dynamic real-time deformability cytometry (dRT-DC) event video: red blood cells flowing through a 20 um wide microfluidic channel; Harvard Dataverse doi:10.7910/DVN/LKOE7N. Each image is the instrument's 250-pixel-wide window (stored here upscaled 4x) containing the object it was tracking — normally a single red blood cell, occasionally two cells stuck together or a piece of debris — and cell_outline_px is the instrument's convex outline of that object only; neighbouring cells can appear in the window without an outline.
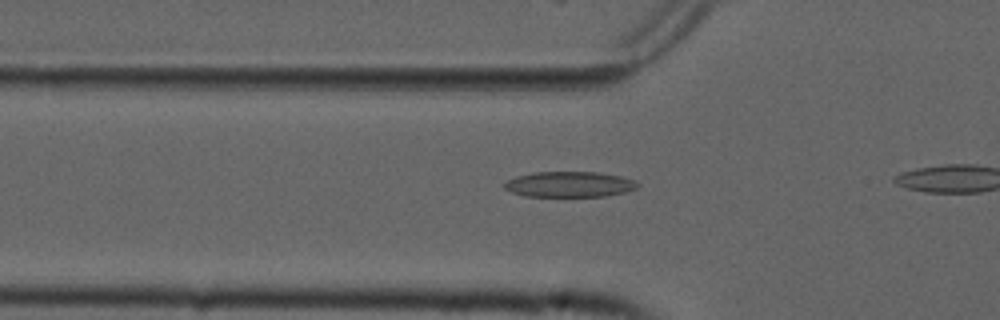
{"species": "common noctule bat (a hibernating species)", "species_latin": "Nyctalus noctula", "temperature_condition": "cold", "stored_images_in_passage": 9, "camera_frame_rate_fps": 3000, "um_per_image_px": 0.085, "animal": {"sex": "male", "forearm_length_mm": 52.5}, "frame": {"image": 1, "passage_image": 7, "time_ms": 2.0, "image_size_px": [1000, 320], "cell_outline_px": [[640, 184], [636, 188], [628, 192], [604, 196], [524, 196], [512, 192], [504, 188], [504, 184], [508, 180], [516, 176], [532, 172], [596, 172], [620, 176], [632, 180]], "centroid_in_image_um": [48.39, 15.67], "position_along_channel_um": 77.4, "area_um2": 19.77}}